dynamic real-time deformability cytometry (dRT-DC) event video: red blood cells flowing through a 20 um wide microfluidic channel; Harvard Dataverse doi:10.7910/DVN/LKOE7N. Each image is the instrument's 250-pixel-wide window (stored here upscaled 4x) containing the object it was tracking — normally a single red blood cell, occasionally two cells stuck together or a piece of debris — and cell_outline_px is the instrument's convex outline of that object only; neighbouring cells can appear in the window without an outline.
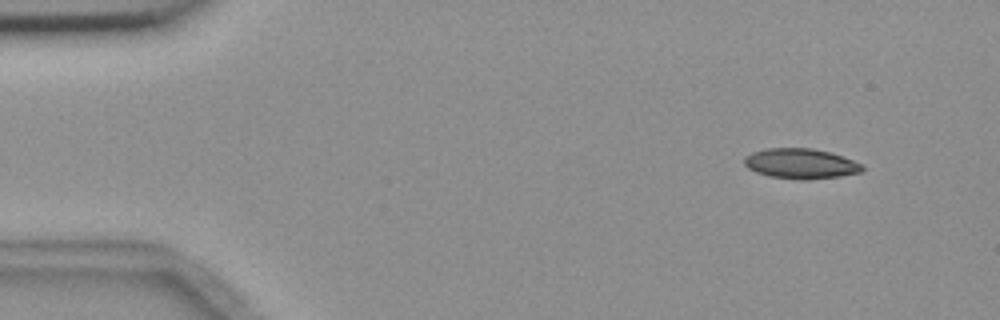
{"species": "common noctule bat (a hibernating species)", "species_latin": "Nyctalus noctula", "temperature_condition": "room temperature", "stored_images_in_passage": 4, "camera_frame_rate_fps": 3000, "um_per_image_px": 0.085, "animal": {"sex": "female", "body_mass_g": 18.4}, "frame": {"image": 1, "passage_image": 1, "time_ms": 0.0, "image_size_px": [1000, 320], "cell_outline_px": [[864, 168], [860, 172], [840, 176], [804, 180], [800, 180], [768, 176], [756, 172], [748, 168], [744, 164], [744, 156], [752, 152], [764, 148], [812, 148], [844, 156], [864, 164]], "centroid_in_image_um": [68.05, 13.9], "position_along_channel_um": 16.9, "area_um2": 20.92}}